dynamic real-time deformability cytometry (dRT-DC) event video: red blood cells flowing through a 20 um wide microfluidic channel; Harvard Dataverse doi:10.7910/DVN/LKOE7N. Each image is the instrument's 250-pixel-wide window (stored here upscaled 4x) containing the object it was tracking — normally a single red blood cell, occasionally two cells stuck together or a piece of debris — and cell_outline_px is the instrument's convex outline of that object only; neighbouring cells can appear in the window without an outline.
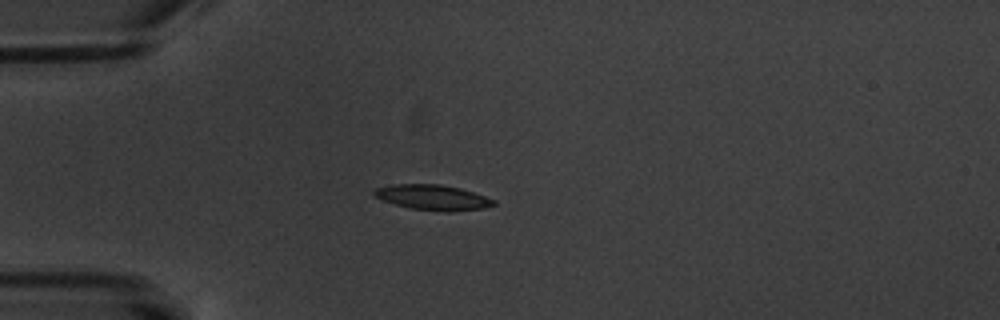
{"species": "common noctule bat (a hibernating species)", "species_latin": "Nyctalus noctula", "temperature_condition": "warm", "stored_images_in_passage": 3, "camera_frame_rate_fps": 3000, "um_per_image_px": 0.085, "animal": {"sex": "male", "body_mass_g": 20.1, "forearm_length_mm": 53.5}, "frame": {"image": 1, "passage_image": 3, "time_ms": 3.333, "image_size_px": [1000, 320], "cell_outline_px": [[496, 204], [484, 208], [448, 212], [412, 208], [396, 204], [372, 196], [372, 192], [376, 188], [392, 184], [440, 184], [460, 188], [496, 200]], "centroid_in_image_um": [36.78, 16.77], "position_along_channel_um": 48.2, "area_um2": 17.46}}